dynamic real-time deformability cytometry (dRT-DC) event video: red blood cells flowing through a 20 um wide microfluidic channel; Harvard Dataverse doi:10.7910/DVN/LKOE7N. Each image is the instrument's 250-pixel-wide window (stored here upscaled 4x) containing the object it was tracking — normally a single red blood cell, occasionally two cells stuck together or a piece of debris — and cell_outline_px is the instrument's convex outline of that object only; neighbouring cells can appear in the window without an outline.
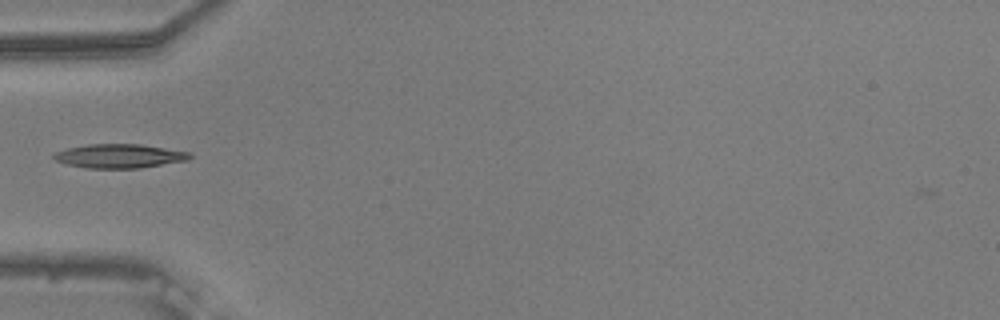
{"species": "common noctule bat (a hibernating species)", "species_latin": "Nyctalus noctula", "temperature_condition": "warm", "stored_images_in_passage": 36, "camera_frame_rate_fps": 3000, "um_per_image_px": 0.085, "animal": {"sex": "male", "body_mass_g": 20.5, "forearm_length_mm": 52.5}, "frame": {"image": 1, "passage_image": 2, "time_ms": 0.333, "image_size_px": [1000, 320], "cell_outline_px": [[192, 156], [188, 160], [140, 168], [84, 168], [68, 164], [56, 160], [52, 156], [56, 152], [68, 148], [88, 144], [140, 144], [188, 152]], "centroid_in_image_um": [10.14, 13.26], "position_along_channel_um": 74.9, "area_um2": 18.79}}
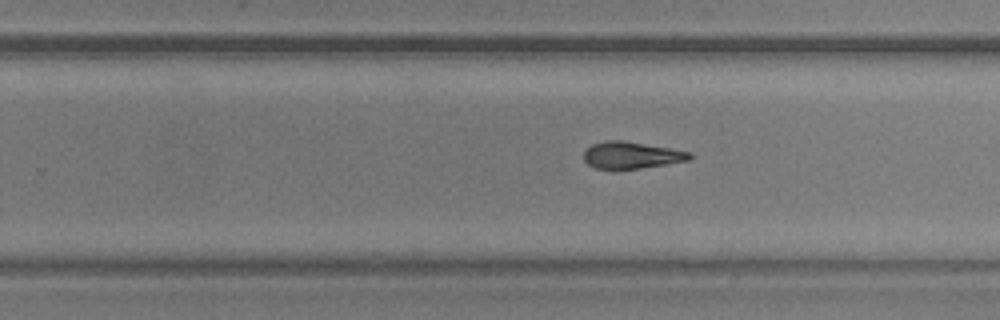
{"frame": {"image": 2, "passage_image": 18, "time_ms": 5.667, "image_size_px": [1000, 320], "cell_outline_px": [[692, 160], [640, 168], [596, 168], [588, 164], [584, 160], [584, 152], [592, 144], [604, 140], [624, 140], [672, 148], [692, 152]], "centroid_in_image_um": [53.72, 13.17], "position_along_channel_um": 276.1, "area_um2": 16.59}}
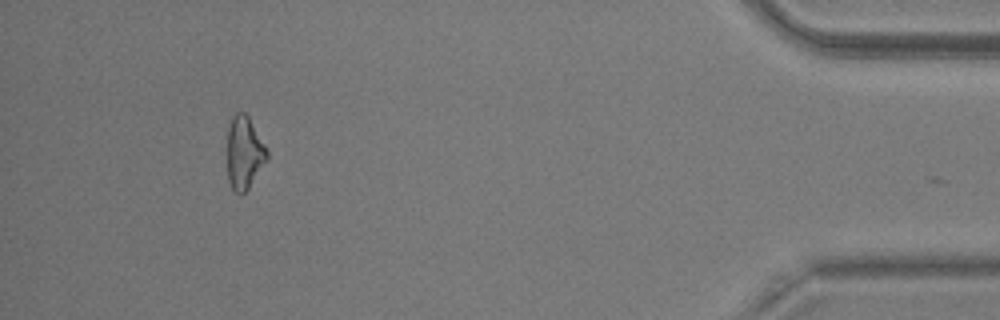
{"frame": {"image": 3, "passage_image": 34, "time_ms": 11.0, "image_size_px": [1000, 320], "cell_outline_px": [[268, 156], [248, 188], [240, 196], [232, 188], [228, 180], [228, 128], [232, 116], [236, 112], [244, 112], [248, 116], [268, 148]], "centroid_in_image_um": [20.76, 12.95], "position_along_channel_um": 414.4, "area_um2": 16.7}}